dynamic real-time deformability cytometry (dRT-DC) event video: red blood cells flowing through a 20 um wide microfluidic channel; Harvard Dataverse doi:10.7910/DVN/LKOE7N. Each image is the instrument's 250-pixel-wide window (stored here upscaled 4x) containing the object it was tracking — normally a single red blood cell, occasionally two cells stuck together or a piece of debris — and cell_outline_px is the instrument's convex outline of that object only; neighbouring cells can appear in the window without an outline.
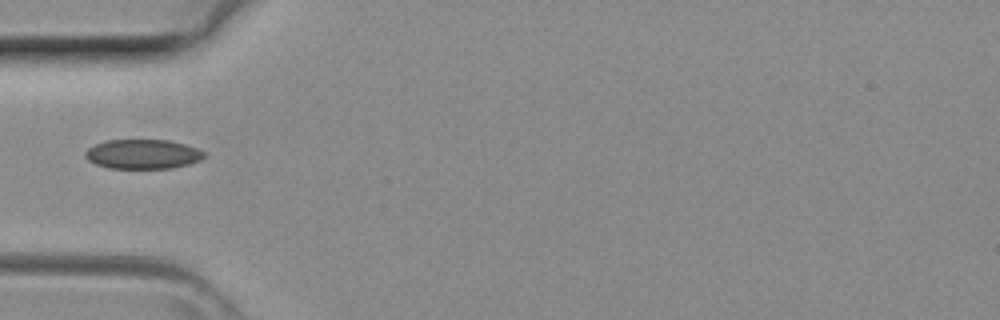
{"species": "common noctule bat (a hibernating species)", "species_latin": "Nyctalus noctula", "temperature_condition": "room temperature", "stored_images_in_passage": 3, "camera_frame_rate_fps": 3000, "um_per_image_px": 0.085, "animal": {"sex": "female", "body_mass_g": 29.2, "forearm_length_mm": 56.3}, "frame": {"image": 1, "passage_image": 3, "time_ms": 0.667, "image_size_px": [1000, 320], "cell_outline_px": [[204, 156], [200, 160], [188, 164], [172, 168], [108, 168], [96, 164], [88, 160], [84, 156], [84, 152], [88, 148], [96, 144], [108, 140], [168, 140], [184, 144], [196, 148], [204, 152]], "centroid_in_image_um": [12.11, 13.1], "position_along_channel_um": 72.9, "area_um2": 20.29}}